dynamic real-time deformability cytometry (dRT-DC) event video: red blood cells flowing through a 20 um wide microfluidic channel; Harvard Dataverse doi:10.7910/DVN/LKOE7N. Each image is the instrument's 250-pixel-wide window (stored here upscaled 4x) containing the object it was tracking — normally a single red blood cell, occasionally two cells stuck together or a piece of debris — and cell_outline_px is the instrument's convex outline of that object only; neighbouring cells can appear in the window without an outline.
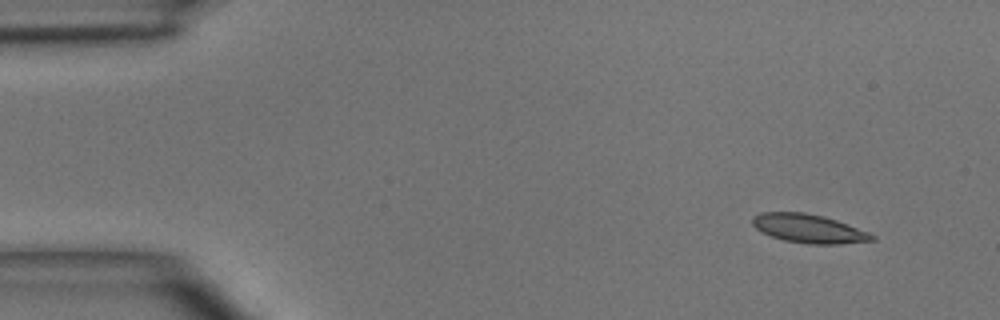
{"species": "common noctule bat (a hibernating species)", "species_latin": "Nyctalus noctula", "temperature_condition": "room temperature", "stored_images_in_passage": 3, "camera_frame_rate_fps": 3000, "um_per_image_px": 0.085, "animal": {"sex": "male", "body_mass_g": 15.6}, "frame": {"image": 1, "passage_image": 1, "time_ms": 0.0, "image_size_px": [1000, 320], "cell_outline_px": [[876, 240], [840, 244], [808, 244], [784, 240], [760, 232], [752, 224], [752, 216], [760, 212], [804, 212], [824, 216], [848, 224], [868, 232], [876, 236]], "centroid_in_image_um": [68.73, 19.42], "position_along_channel_um": 16.3, "area_um2": 20.11}}
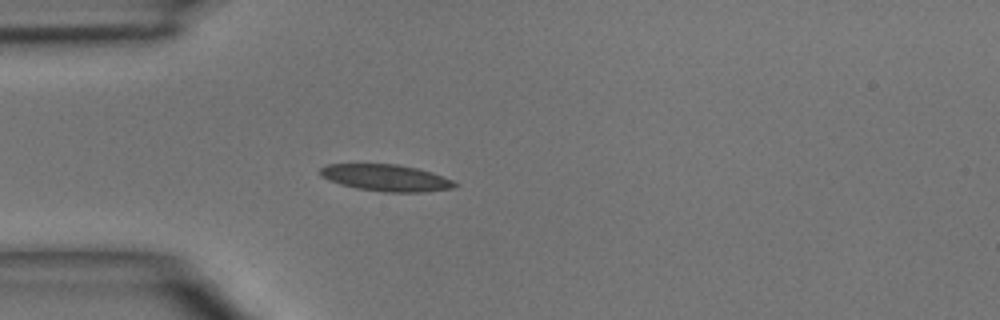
{"frame": {"image": 2, "passage_image": 3, "time_ms": 3.0, "image_size_px": [1000, 320], "cell_outline_px": [[460, 184], [452, 188], [424, 192], [384, 192], [356, 188], [340, 184], [328, 180], [320, 176], [320, 168], [328, 164], [396, 164], [416, 168], [432, 172], [452, 180]], "centroid_in_image_um": [32.8, 15.12], "position_along_channel_um": 52.2, "area_um2": 20.92}}